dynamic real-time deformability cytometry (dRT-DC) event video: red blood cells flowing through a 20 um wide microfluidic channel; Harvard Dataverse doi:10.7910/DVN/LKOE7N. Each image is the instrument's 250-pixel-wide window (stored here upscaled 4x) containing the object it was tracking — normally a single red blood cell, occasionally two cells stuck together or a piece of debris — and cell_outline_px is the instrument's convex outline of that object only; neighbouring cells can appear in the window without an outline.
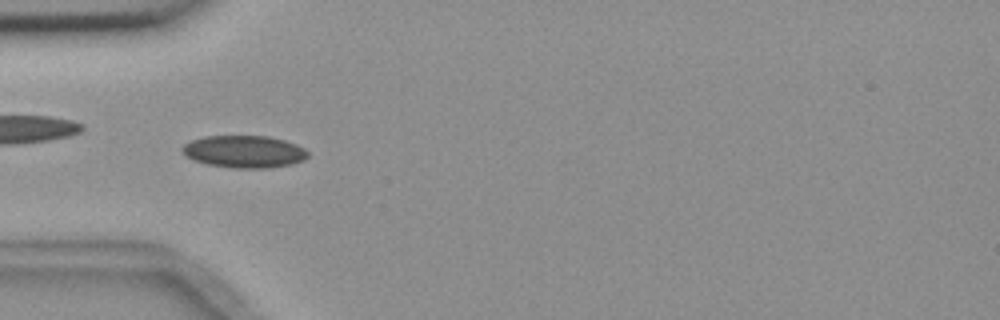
{"species": "common noctule bat (a hibernating species)", "species_latin": "Nyctalus noctula", "temperature_condition": "room temperature", "stored_images_in_passage": 6, "camera_frame_rate_fps": 3000, "um_per_image_px": 0.085, "animal": {"sex": "female", "body_mass_g": 18.4}, "frame": {"image": 1, "passage_image": 5, "time_ms": 5.0, "image_size_px": [1000, 320], "cell_outline_px": [[308, 156], [304, 160], [292, 164], [268, 168], [232, 168], [208, 164], [192, 160], [180, 148], [184, 144], [192, 140], [204, 136], [268, 136], [284, 140], [296, 144], [304, 148], [308, 152]], "centroid_in_image_um": [20.77, 12.89], "position_along_channel_um": 64.2, "area_um2": 23.64}}